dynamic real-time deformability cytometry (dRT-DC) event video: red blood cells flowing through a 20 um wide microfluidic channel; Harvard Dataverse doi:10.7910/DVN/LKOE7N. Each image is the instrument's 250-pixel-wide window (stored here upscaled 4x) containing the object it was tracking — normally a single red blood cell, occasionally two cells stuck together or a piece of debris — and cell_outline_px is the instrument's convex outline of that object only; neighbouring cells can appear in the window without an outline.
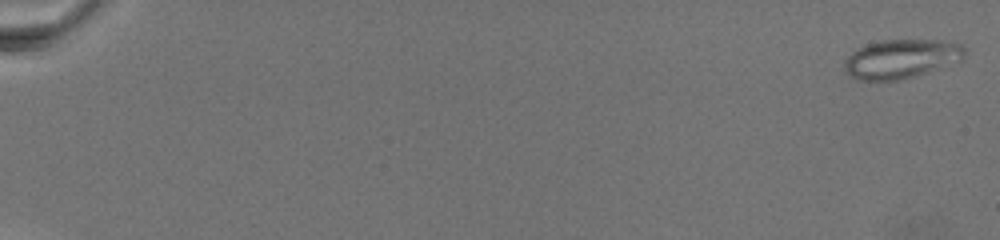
{"species": "common noctule bat (a hibernating species)", "species_latin": "Nyctalus noctula", "temperature_condition": "warm", "stored_images_in_passage": 75, "camera_frame_rate_fps": 3000, "um_per_image_px": 0.085, "animal": {"sex": "female", "body_mass_g": 19.5, "forearm_length_mm": 54.1}, "frame": {"image": 1, "passage_image": 2, "time_ms": 0.333, "image_size_px": [1000, 240], "cell_outline_px": [[964, 60], [928, 72], [900, 80], [856, 80], [848, 76], [844, 72], [844, 60], [852, 52], [868, 44], [880, 40], [944, 40], [960, 44], [964, 48]], "centroid_in_image_um": [76.59, 5.01], "position_along_channel_um": 8.4, "area_um2": 27.51}}
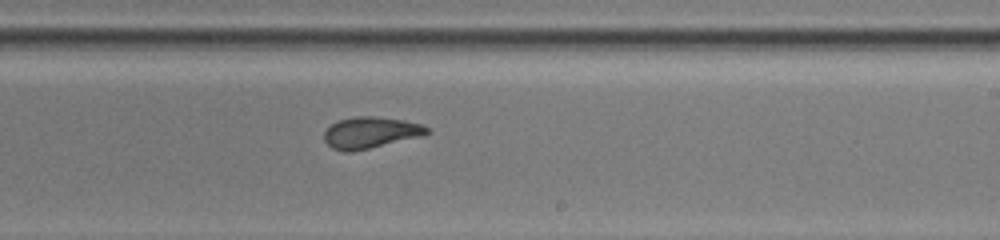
{"frame": {"image": 2, "passage_image": 49, "time_ms": 16.0, "image_size_px": [1000, 240], "cell_outline_px": [[428, 132], [424, 136], [352, 152], [344, 152], [332, 148], [324, 140], [324, 132], [336, 120], [356, 116], [376, 116], [404, 120], [420, 124], [428, 128]], "centroid_in_image_um": [31.48, 11.27], "position_along_channel_um": 257.5, "area_um2": 18.9}}
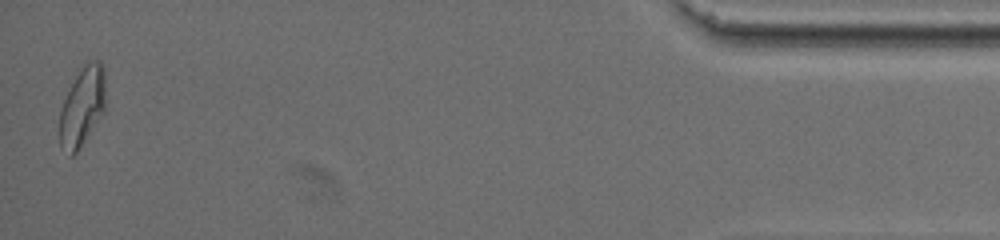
{"frame": {"image": 3, "passage_image": 74, "time_ms": 24.333, "image_size_px": [1000, 240], "cell_outline_px": [[104, 112], [76, 152], [72, 156], [68, 156], [60, 148], [60, 108], [76, 76], [84, 64], [88, 60], [100, 60], [104, 68]], "centroid_in_image_um": [6.98, 9.06], "position_along_channel_um": 428.2, "area_um2": 20.92}}